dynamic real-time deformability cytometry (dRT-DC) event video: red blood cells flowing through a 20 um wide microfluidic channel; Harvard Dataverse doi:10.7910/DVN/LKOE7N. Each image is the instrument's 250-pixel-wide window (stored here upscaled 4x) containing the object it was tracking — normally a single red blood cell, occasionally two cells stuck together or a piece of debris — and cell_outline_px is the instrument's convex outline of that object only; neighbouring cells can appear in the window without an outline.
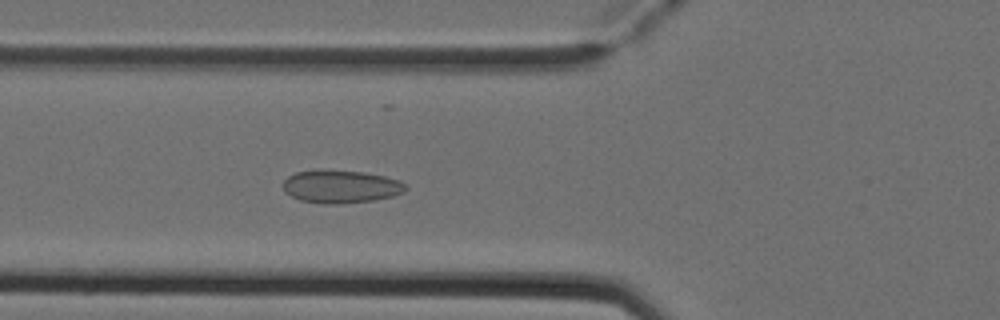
{"species": "Egyptian fruit bat (a non-hibernating species)", "species_latin": "Rousettus aegyptiacus", "temperature_condition": "cold", "stored_images_in_passage": 6, "camera_frame_rate_fps": 3000, "um_per_image_px": 0.085, "animal": {"sex": "female"}, "frame": {"image": 1, "passage_image": 6, "time_ms": 1.667, "image_size_px": [1000, 320], "cell_outline_px": [[408, 188], [404, 192], [392, 196], [372, 200], [340, 204], [324, 204], [300, 200], [284, 192], [284, 180], [288, 176], [296, 172], [364, 172], [384, 176], [400, 180]], "centroid_in_image_um": [29.0, 15.89], "position_along_channel_um": 96.8, "area_um2": 22.83}}